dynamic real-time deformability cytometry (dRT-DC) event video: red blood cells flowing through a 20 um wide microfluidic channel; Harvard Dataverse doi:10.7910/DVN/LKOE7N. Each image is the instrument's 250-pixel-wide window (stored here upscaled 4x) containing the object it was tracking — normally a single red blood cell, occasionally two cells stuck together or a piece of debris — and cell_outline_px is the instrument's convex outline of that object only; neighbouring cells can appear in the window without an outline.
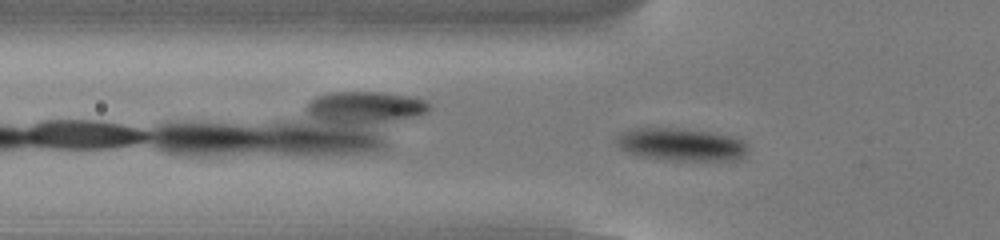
{"species": "common noctule bat (a hibernating species)", "species_latin": "Nyctalus noctula", "temperature_condition": "cold", "stored_images_in_passage": 38, "camera_frame_rate_fps": 3000, "um_per_image_px": 0.085, "animal": {"sex": "male", "body_mass_g": 13.0, "forearm_length_mm": 53.1}, "frame": {"image": 1, "passage_image": 3, "time_ms": 0.667, "image_size_px": [1000, 240], "cell_outline_px": [[748, 144], [744, 156], [736, 160], [656, 160], [636, 156], [620, 148], [616, 144], [616, 136], [620, 132], [632, 128], [676, 128], [716, 132], [732, 136], [744, 140]], "centroid_in_image_um": [57.86, 12.28], "position_along_channel_um": 67.9, "area_um2": 25.61}}
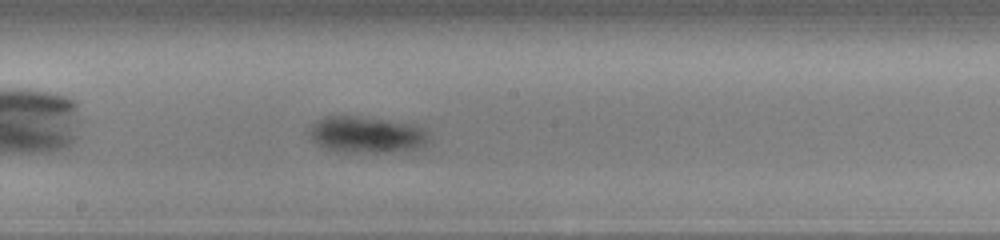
{"frame": {"image": 2, "passage_image": 15, "time_ms": 4.667, "image_size_px": [1000, 240], "cell_outline_px": [[428, 144], [416, 148], [388, 152], [336, 152], [324, 148], [312, 140], [308, 132], [308, 128], [316, 120], [324, 116], [360, 116], [416, 124], [428, 128]], "centroid_in_image_um": [31.16, 11.43], "position_along_channel_um": 217.0, "area_um2": 25.89}}
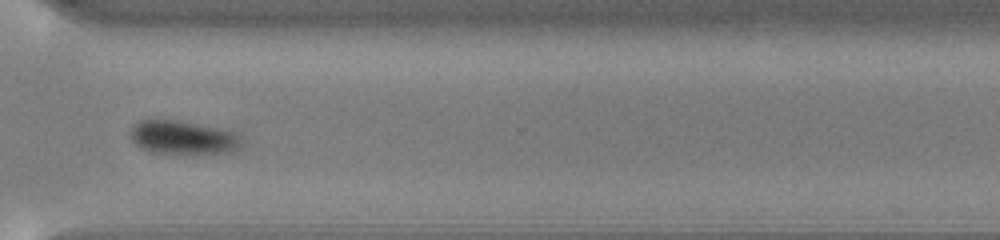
{"frame": {"image": 3, "passage_image": 26, "time_ms": 8.333, "image_size_px": [1000, 240], "cell_outline_px": [[244, 144], [240, 148], [232, 152], [152, 152], [140, 148], [132, 140], [132, 128], [140, 120], [176, 120], [236, 132], [244, 140]], "centroid_in_image_um": [15.61, 11.68], "position_along_channel_um": 355.0, "area_um2": 21.21}, "authors_computed_cell_mechanics": {"area_um2": 24.7673, "velocity_mm_per_s": 3.7668, "shape_relaxation_time_tau1_ms": 2.6695, "shape_relaxation_time_tau2_ms": null, "deformation_change_tau1": 0.0876, "deformation_change_tau2": null}}